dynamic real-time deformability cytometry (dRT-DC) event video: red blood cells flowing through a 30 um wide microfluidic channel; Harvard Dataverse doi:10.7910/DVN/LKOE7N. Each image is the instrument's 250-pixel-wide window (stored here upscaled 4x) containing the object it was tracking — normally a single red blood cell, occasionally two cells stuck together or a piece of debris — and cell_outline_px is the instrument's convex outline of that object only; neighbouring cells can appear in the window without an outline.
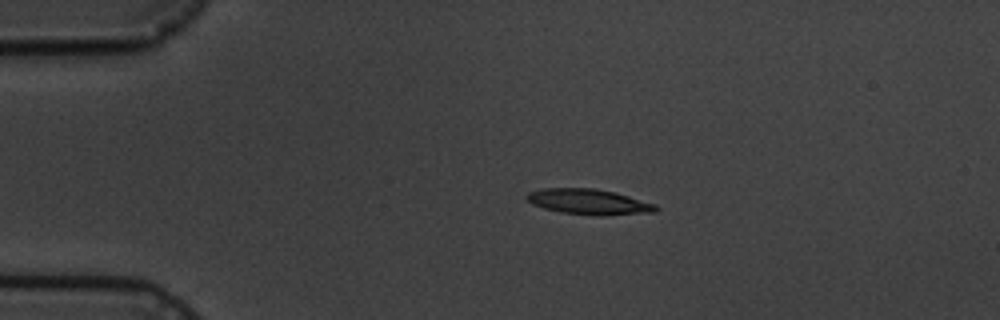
{"species": "common noctule bat (a hibernating species)", "species_latin": "Nyctalus noctula", "temperature_condition": "cold", "stored_images_in_passage": 5, "camera_frame_rate_fps": 3000, "um_per_image_px": 0.085, "animal": {"sex": "male", "body_mass_g": 19.5, "forearm_length_mm": 54.6}, "frame": {"image": 1, "passage_image": 3, "time_ms": 2.333, "image_size_px": [1000, 320], "cell_outline_px": [[660, 208], [656, 212], [604, 216], [596, 216], [560, 212], [544, 208], [532, 204], [524, 196], [528, 192], [544, 188], [592, 188], [616, 192], [656, 204]], "centroid_in_image_um": [50.08, 17.16], "position_along_channel_um": 34.9, "area_um2": 19.42}}
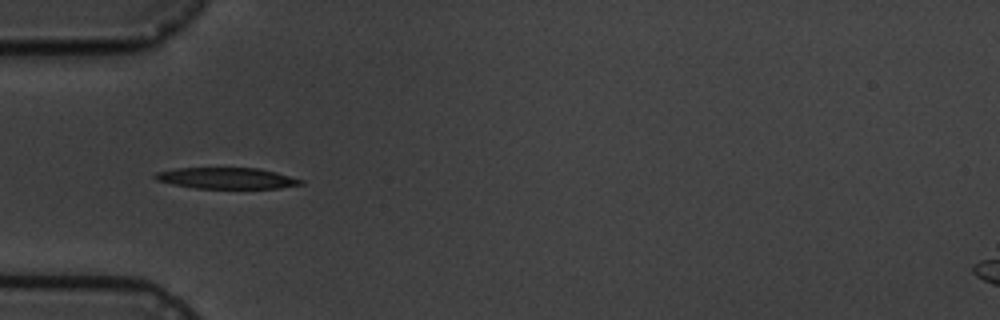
{"frame": {"image": 2, "passage_image": 4, "time_ms": 4.333, "image_size_px": [1000, 320], "cell_outline_px": [[304, 184], [280, 188], [196, 188], [172, 184], [156, 180], [152, 176], [156, 172], [176, 168], [260, 168], [276, 172], [304, 180]], "centroid_in_image_um": [19.27, 15.14], "position_along_channel_um": 65.7, "area_um2": 17.98}}
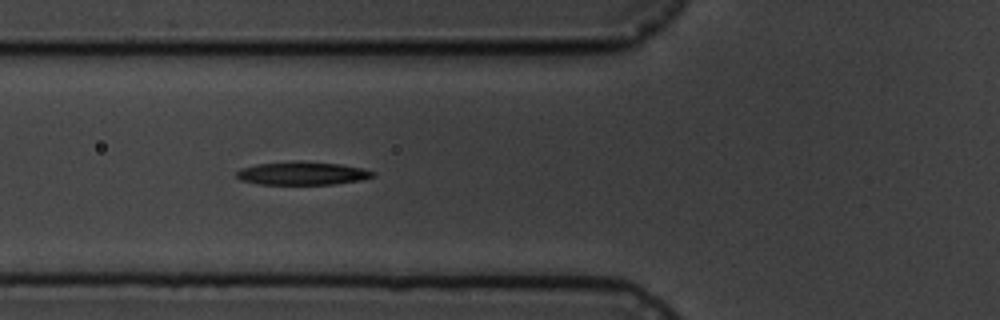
{"frame": {"image": 3, "passage_image": 5, "time_ms": 5.333, "image_size_px": [1000, 320], "cell_outline_px": [[376, 176], [360, 180], [336, 184], [260, 184], [240, 180], [236, 176], [236, 172], [240, 168], [256, 164], [292, 160], [300, 160], [340, 164], [360, 168], [376, 172]], "centroid_in_image_um": [25.67, 14.72], "position_along_channel_um": 100.1, "area_um2": 18.67}}